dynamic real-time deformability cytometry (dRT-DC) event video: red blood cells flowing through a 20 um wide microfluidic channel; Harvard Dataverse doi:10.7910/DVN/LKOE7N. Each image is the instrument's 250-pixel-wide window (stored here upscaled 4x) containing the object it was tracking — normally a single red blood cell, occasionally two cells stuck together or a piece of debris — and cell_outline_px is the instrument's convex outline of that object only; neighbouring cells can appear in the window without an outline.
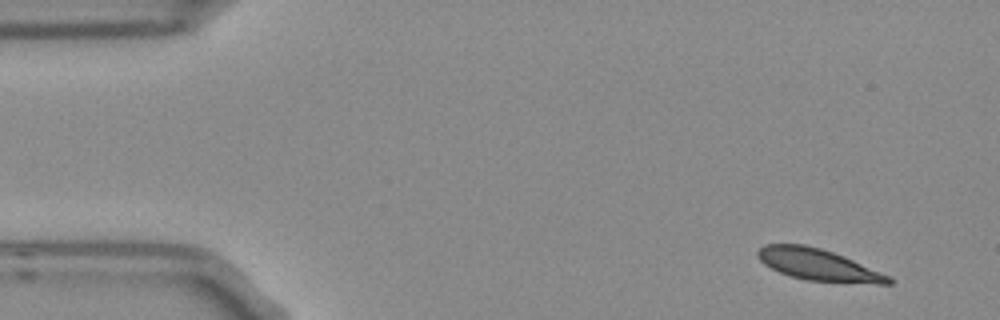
{"species": "Egyptian fruit bat (a non-hibernating species)", "species_latin": "Rousettus aegyptiacus", "temperature_condition": "room temperature", "stored_images_in_passage": 4, "camera_frame_rate_fps": 3000, "um_per_image_px": 0.085, "frame": {"image": 1, "passage_image": 1, "time_ms": 0.0, "image_size_px": [1000, 320], "cell_outline_px": [[892, 284], [876, 284], [804, 280], [788, 276], [764, 264], [756, 256], [756, 252], [764, 244], [804, 244], [820, 248], [844, 256], [888, 276], [892, 280]], "centroid_in_image_um": [69.5, 22.5], "position_along_channel_um": 15.5, "area_um2": 23.93}}
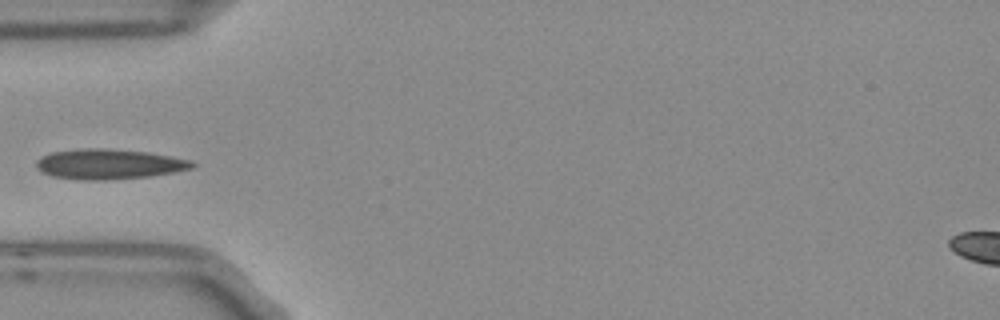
{"frame": {"image": 2, "passage_image": 4, "time_ms": 1.0, "image_size_px": [1000, 320], "cell_outline_px": [[196, 164], [192, 168], [152, 176], [108, 180], [80, 180], [52, 176], [44, 172], [36, 164], [36, 160], [52, 152], [88, 148], [104, 148], [148, 152], [172, 156], [192, 160]], "centroid_in_image_um": [9.31, 13.95], "position_along_channel_um": 75.7, "area_um2": 27.22}}